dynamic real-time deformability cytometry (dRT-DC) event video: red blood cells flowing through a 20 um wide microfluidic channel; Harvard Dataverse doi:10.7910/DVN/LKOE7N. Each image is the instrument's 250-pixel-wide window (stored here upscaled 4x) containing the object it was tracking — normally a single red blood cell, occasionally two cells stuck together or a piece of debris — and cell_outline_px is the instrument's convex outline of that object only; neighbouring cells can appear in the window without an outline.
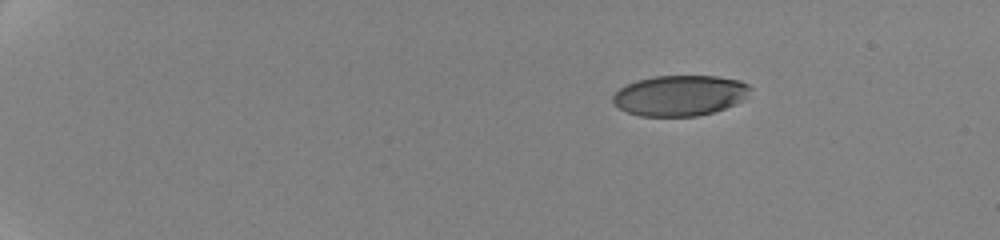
{"species": "human", "species_latin": "Homo sapiens", "temperature_condition": "cold", "stored_images_in_passage": 8, "camera_frame_rate_fps": 3000, "um_per_image_px": 0.085, "donor": {"sex": "female"}, "frame": {"image": 1, "passage_image": 1, "time_ms": 0.0, "image_size_px": [1000, 240], "cell_outline_px": [[752, 88], [744, 100], [736, 104], [712, 112], [696, 116], [640, 116], [628, 112], [620, 108], [612, 100], [612, 96], [620, 88], [636, 80], [656, 76], [716, 76], [740, 80], [748, 84]], "centroid_in_image_um": [57.82, 8.11], "position_along_channel_um": 27.2, "area_um2": 32.43}}
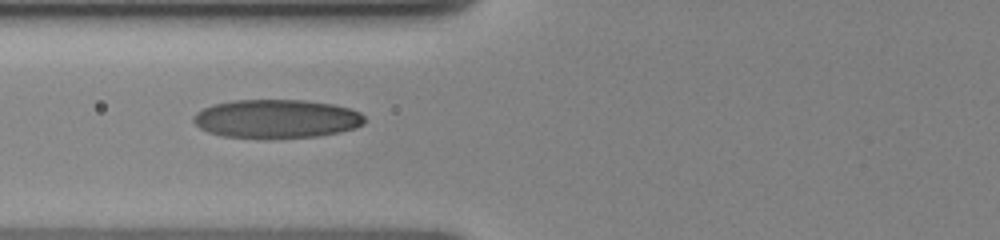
{"frame": {"image": 2, "passage_image": 7, "time_ms": 5.667, "image_size_px": [1000, 240], "cell_outline_px": [[364, 124], [356, 128], [340, 132], [316, 136], [268, 140], [264, 140], [220, 136], [208, 132], [200, 128], [192, 120], [192, 116], [196, 112], [204, 108], [216, 104], [232, 100], [304, 100], [332, 104], [348, 108], [360, 112], [364, 116]], "centroid_in_image_um": [23.48, 10.13], "position_along_channel_um": 102.3, "area_um2": 39.25}}
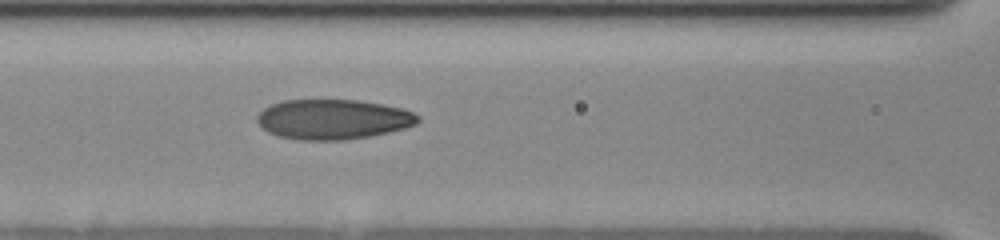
{"frame": {"image": 3, "passage_image": 8, "time_ms": 6.667, "image_size_px": [1000, 240], "cell_outline_px": [[420, 120], [416, 124], [404, 128], [388, 132], [368, 136], [344, 140], [296, 140], [280, 136], [268, 132], [256, 120], [256, 116], [264, 108], [272, 104], [284, 100], [356, 100], [380, 104], [400, 108], [412, 112], [420, 116]], "centroid_in_image_um": [28.29, 10.14], "position_along_channel_um": 138.3, "area_um2": 37.22}}